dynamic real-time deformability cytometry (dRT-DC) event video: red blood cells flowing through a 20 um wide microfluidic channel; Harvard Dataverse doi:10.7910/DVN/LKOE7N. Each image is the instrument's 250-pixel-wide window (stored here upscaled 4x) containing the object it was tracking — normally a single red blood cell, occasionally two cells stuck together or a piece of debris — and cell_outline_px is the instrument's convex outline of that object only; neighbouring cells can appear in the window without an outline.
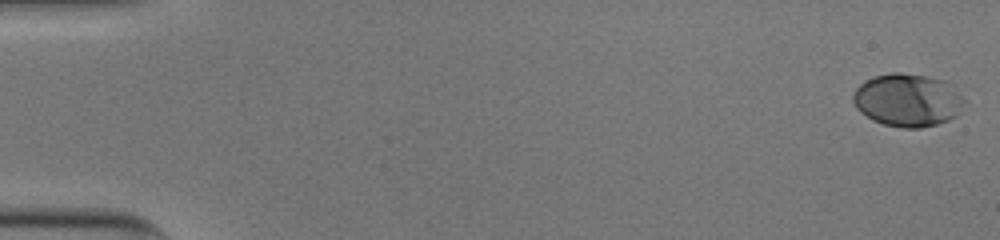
{"species": "human", "species_latin": "Homo sapiens", "temperature_condition": "cold", "stored_images_in_passage": 52, "camera_frame_rate_fps": 3000, "um_per_image_px": 0.085, "donor": {"sex": "male"}, "frame": {"image": 1, "passage_image": 1, "time_ms": 0.0, "image_size_px": [1000, 240], "cell_outline_px": [[964, 100], [960, 112], [956, 116], [948, 120], [936, 124], [920, 128], [904, 128], [884, 124], [872, 120], [860, 112], [856, 108], [852, 100], [852, 96], [856, 88], [864, 80], [876, 76], [892, 72], [900, 72], [924, 76], [944, 80]], "centroid_in_image_um": [77.09, 8.52], "position_along_channel_um": 7.9, "area_um2": 34.04}}
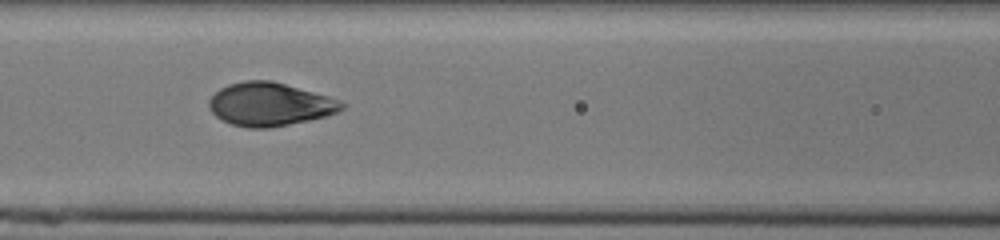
{"frame": {"image": 2, "passage_image": 24, "time_ms": 7.667, "image_size_px": [1000, 240], "cell_outline_px": [[348, 104], [344, 108], [328, 116], [268, 128], [248, 128], [232, 124], [216, 116], [208, 108], [208, 100], [220, 88], [228, 84], [244, 80], [272, 80], [328, 96], [340, 100]], "centroid_in_image_um": [22.94, 8.85], "position_along_channel_um": 143.7, "area_um2": 33.52}}
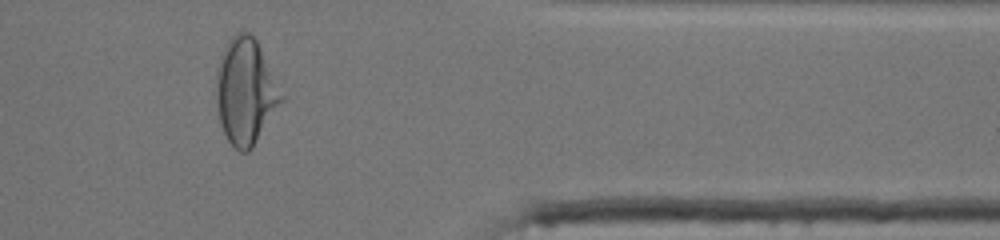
{"frame": {"image": 3, "passage_image": 44, "time_ms": 14.333, "image_size_px": [1000, 240], "cell_outline_px": [[284, 100], [252, 148], [248, 152], [240, 152], [228, 140], [220, 124], [216, 104], [216, 76], [224, 48], [228, 40], [236, 32], [248, 32], [256, 40], [284, 96]], "centroid_in_image_um": [20.87, 7.8], "position_along_channel_um": 390.5, "area_um2": 39.82}, "authors_computed_cell_mechanics": {"area_um2": 34.0731, "velocity_mm_per_s": 3.9575, "shape_relaxation_time_tau1_ms": 4.3919, "shape_relaxation_time_tau2_ms": null, "deformation_change_tau1": 0.2111, "deformation_change_tau2": null}}